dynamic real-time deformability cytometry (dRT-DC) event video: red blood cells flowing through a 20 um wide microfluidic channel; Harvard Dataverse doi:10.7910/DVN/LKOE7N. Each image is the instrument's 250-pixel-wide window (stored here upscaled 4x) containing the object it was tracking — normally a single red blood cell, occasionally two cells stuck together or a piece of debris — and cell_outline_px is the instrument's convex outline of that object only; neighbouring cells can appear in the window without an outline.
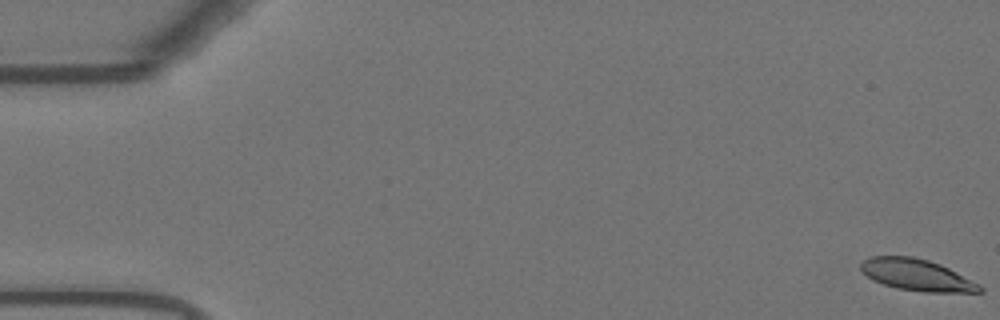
{"species": "Egyptian fruit bat (a non-hibernating species)", "species_latin": "Rousettus aegyptiacus", "temperature_condition": "warm", "stored_images_in_passage": 21, "camera_frame_rate_fps": 3000, "um_per_image_px": 0.085, "animal": {"sex": "female"}, "frame": {"image": 1, "passage_image": 1, "time_ms": 0.0, "image_size_px": [1000, 320], "cell_outline_px": [[984, 292], [924, 292], [896, 288], [872, 280], [860, 268], [860, 264], [864, 260], [872, 256], [912, 256], [928, 260], [940, 264], [980, 284], [984, 288]], "centroid_in_image_um": [77.95, 23.37], "position_along_channel_um": 7.1, "area_um2": 21.79}}
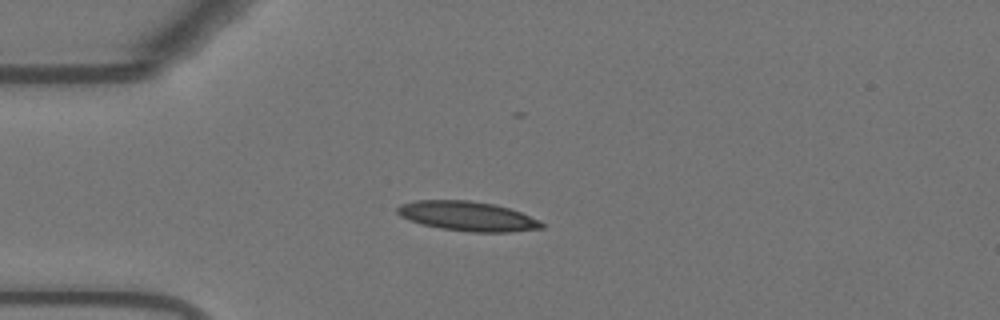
{"frame": {"image": 2, "passage_image": 15, "time_ms": 4.667, "image_size_px": [1000, 320], "cell_outline_px": [[544, 228], [508, 232], [472, 232], [440, 228], [420, 224], [400, 216], [396, 212], [396, 208], [400, 204], [416, 200], [468, 200], [496, 204], [520, 212], [540, 220], [544, 224]], "centroid_in_image_um": [39.73, 18.37], "position_along_channel_um": 45.3, "area_um2": 24.97}}
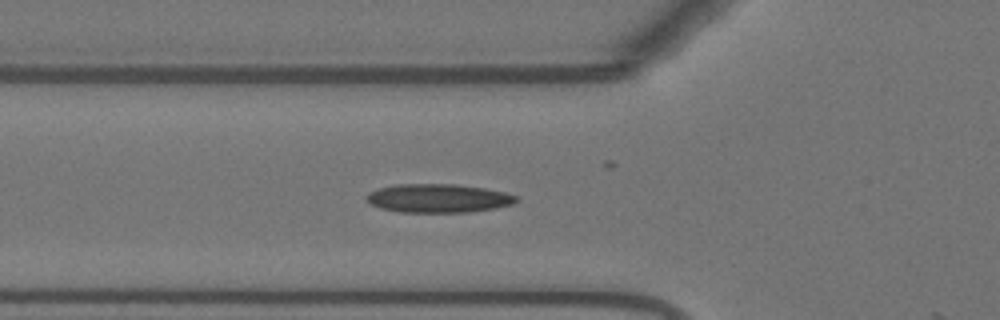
{"frame": {"image": 3, "passage_image": 20, "time_ms": 6.333, "image_size_px": [1000, 320], "cell_outline_px": [[520, 200], [512, 204], [496, 208], [468, 212], [400, 212], [380, 208], [368, 204], [364, 196], [368, 192], [380, 188], [396, 184], [456, 184], [484, 188], [504, 192], [516, 196]], "centroid_in_image_um": [37.22, 16.85], "position_along_channel_um": 88.6, "area_um2": 25.14}}